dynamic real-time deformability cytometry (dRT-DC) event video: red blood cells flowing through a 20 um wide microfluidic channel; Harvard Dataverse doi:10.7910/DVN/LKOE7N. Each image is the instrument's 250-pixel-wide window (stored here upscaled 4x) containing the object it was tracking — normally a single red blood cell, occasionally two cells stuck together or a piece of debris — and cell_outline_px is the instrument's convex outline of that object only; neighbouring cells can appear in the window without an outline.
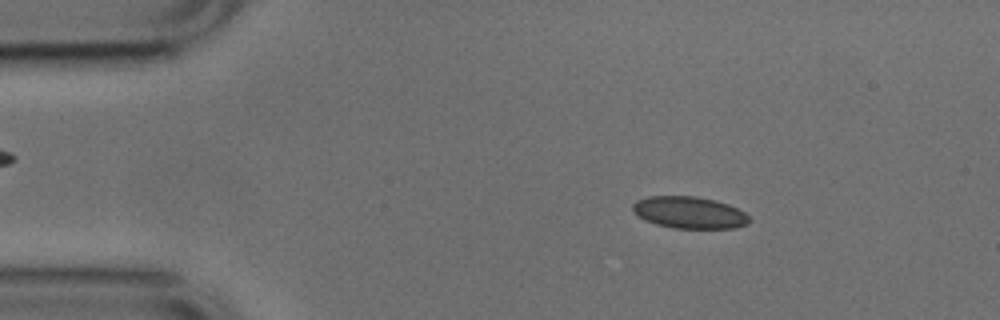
{"species": "common noctule bat (a hibernating species)", "species_latin": "Nyctalus noctula", "temperature_condition": "cold", "stored_images_in_passage": 51, "camera_frame_rate_fps": 3000, "um_per_image_px": 0.085, "animal": {"sex": "male", "body_mass_g": 17.9, "forearm_length_mm": 54.2}, "frame": {"image": 1, "passage_image": 7, "time_ms": 2.0, "image_size_px": [1000, 320], "cell_outline_px": [[752, 220], [748, 224], [736, 228], [672, 228], [656, 224], [644, 220], [632, 212], [632, 204], [636, 200], [648, 196], [696, 196], [716, 200], [728, 204], [744, 212]], "centroid_in_image_um": [58.58, 18.06], "position_along_channel_um": 26.4, "area_um2": 21.91}}
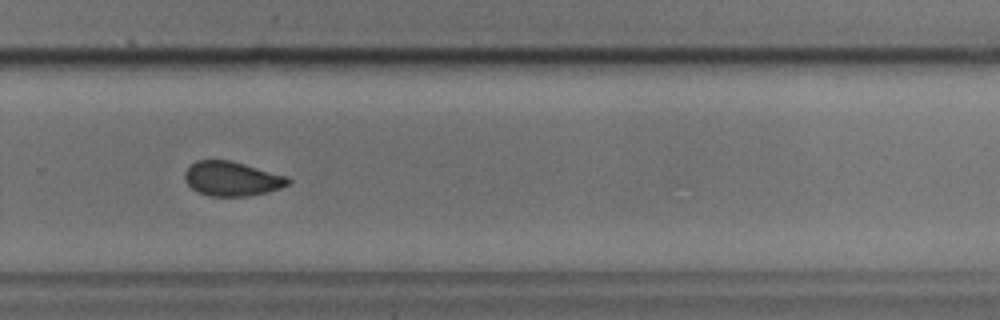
{"frame": {"image": 2, "passage_image": 34, "time_ms": 11.0, "image_size_px": [1000, 320], "cell_outline_px": [[292, 180], [288, 184], [280, 188], [268, 192], [248, 196], [208, 196], [196, 192], [188, 184], [184, 176], [184, 172], [196, 160], [228, 160], [244, 164], [288, 176]], "centroid_in_image_um": [19.72, 15.2], "position_along_channel_um": 310.1, "area_um2": 20.75}}
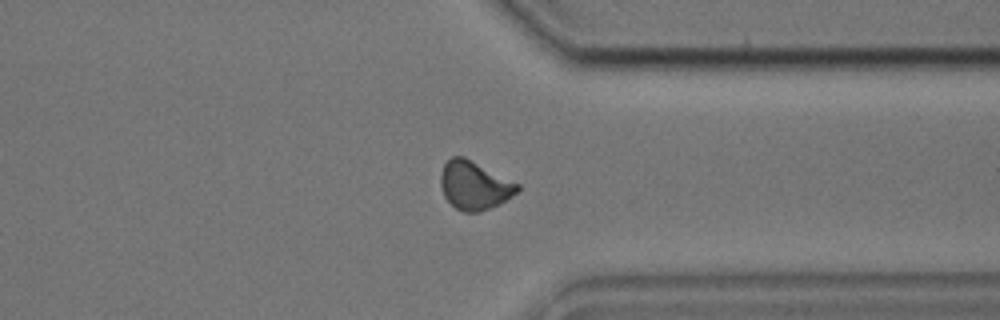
{"frame": {"image": 3, "passage_image": 39, "time_ms": 12.667, "image_size_px": [1000, 320], "cell_outline_px": [[520, 188], [512, 196], [480, 212], [464, 212], [456, 208], [444, 196], [440, 184], [440, 172], [444, 164], [452, 156], [464, 156], [520, 184]], "centroid_in_image_um": [40.3, 15.73], "position_along_channel_um": 371.1, "area_um2": 21.5}, "authors_computed_cell_mechanics": {"area_um2": 21.2704, "velocity_mm_per_s": 3.7756, "shape_relaxation_time_tau1_ms": null, "shape_relaxation_time_tau2_ms": 1.0747, "deformation_change_tau1": null, "deformation_change_tau2": 0.0544}}